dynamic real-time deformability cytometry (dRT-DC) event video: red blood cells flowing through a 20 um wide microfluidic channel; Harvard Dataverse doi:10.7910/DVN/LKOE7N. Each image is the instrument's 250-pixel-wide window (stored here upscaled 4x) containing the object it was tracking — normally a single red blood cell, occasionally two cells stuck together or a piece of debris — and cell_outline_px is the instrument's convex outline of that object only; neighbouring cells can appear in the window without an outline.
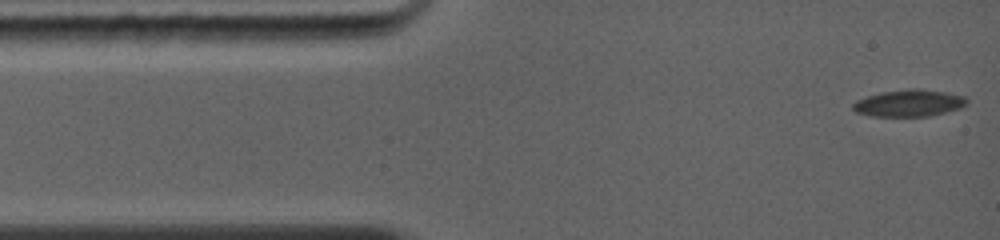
{"species": "common noctule bat (a hibernating species)", "species_latin": "Nyctalus noctula", "temperature_condition": "warm", "stored_images_in_passage": 71, "camera_frame_rate_fps": 5000, "um_per_image_px": 0.085, "animal": {"sex": "female", "body_mass_g": 19.0, "forearm_length_mm": 56.7}, "frame": {"image": 1, "passage_image": 1, "time_ms": 0.0, "image_size_px": [1000, 240], "cell_outline_px": [[968, 104], [960, 108], [928, 116], [868, 116], [856, 112], [852, 108], [852, 104], [856, 100], [880, 92], [912, 88], [916, 88], [944, 92], [964, 96], [968, 100]], "centroid_in_image_um": [77.25, 8.76], "position_along_channel_um": 7.8, "area_um2": 17.8}}
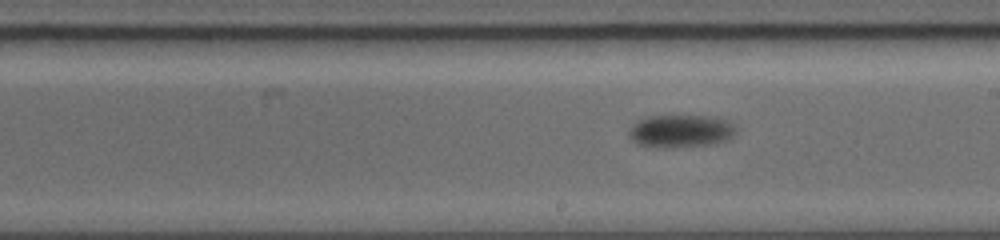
{"frame": {"image": 2, "passage_image": 32, "time_ms": 7.2, "image_size_px": [1000, 240], "cell_outline_px": [[736, 132], [728, 140], [716, 144], [672, 148], [660, 148], [636, 144], [632, 140], [628, 132], [640, 120], [648, 116], [708, 116], [724, 120], [732, 124], [736, 128]], "centroid_in_image_um": [57.88, 11.17], "position_along_channel_um": 231.1, "area_um2": 20.4}}
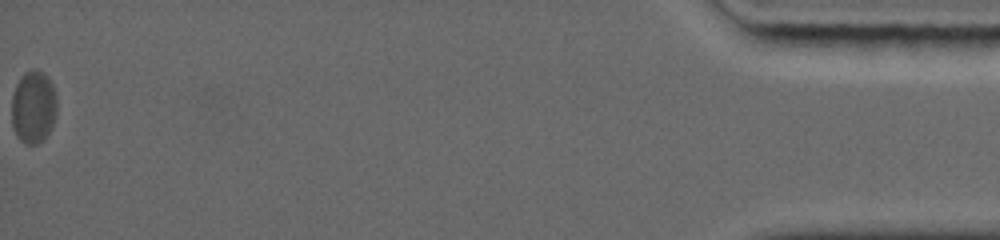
{"frame": {"image": 3, "passage_image": 71, "time_ms": 15.8, "image_size_px": [1000, 240], "cell_outline_px": [[56, 116], [44, 140], [36, 144], [28, 144], [20, 140], [12, 124], [12, 96], [16, 84], [24, 72], [44, 72], [52, 84], [56, 92]], "centroid_in_image_um": [2.85, 9.11], "position_along_channel_um": 432.4, "area_um2": 18.9}, "authors_computed_cell_mechanics": {"area_um2": 19.074, "velocity_mm_per_s": 4.0965, "shape_relaxation_time_tau1_ms": 1.872, "shape_relaxation_time_tau2_ms": null, "deformation_change_tau1": 0.0757, "deformation_change_tau2": null}}